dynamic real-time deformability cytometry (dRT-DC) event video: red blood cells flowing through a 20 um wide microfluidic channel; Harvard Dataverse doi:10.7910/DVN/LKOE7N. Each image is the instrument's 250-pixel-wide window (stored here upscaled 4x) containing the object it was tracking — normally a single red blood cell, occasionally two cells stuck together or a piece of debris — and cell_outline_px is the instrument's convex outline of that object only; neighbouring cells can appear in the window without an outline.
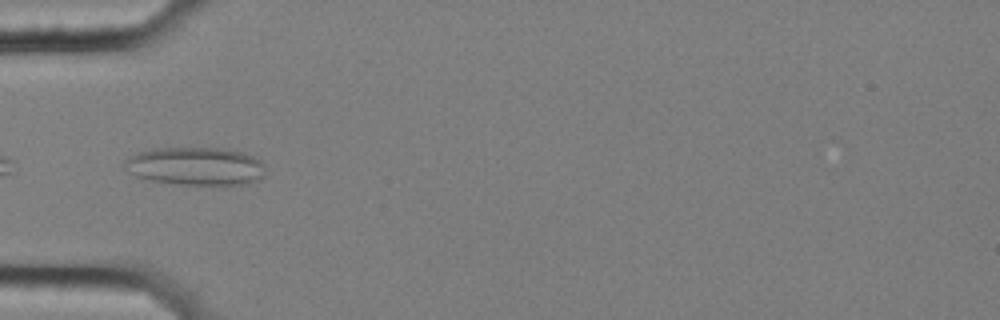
{"species": "common noctule bat (a hibernating species)", "species_latin": "Nyctalus noctula", "temperature_condition": "cold", "stored_images_in_passage": 7, "camera_frame_rate_fps": 3000, "um_per_image_px": 0.085, "animal": {"sex": "female", "body_mass_g": 25.1}, "frame": {"image": 1, "passage_image": 1, "time_ms": 0.0, "image_size_px": [1000, 320], "cell_outline_px": [[264, 176], [260, 180], [248, 184], [224, 188], [176, 184], [152, 180], [136, 176], [128, 172], [120, 164], [124, 160], [140, 152], [156, 148], [216, 148], [240, 152], [252, 156], [260, 160], [264, 164]], "centroid_in_image_um": [16.67, 14.18], "position_along_channel_um": 68.3, "area_um2": 32.19}}